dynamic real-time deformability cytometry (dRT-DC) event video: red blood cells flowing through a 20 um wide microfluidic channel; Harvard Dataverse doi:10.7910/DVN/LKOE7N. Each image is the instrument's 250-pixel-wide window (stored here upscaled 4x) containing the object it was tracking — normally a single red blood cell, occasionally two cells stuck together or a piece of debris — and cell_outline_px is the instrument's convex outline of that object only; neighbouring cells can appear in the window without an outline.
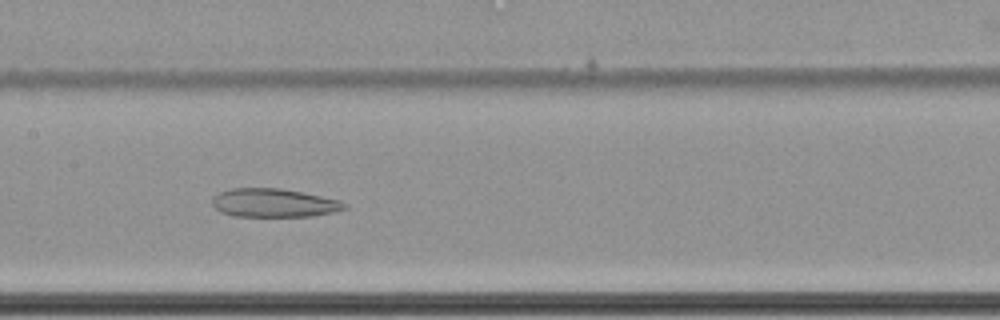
{"species": "common noctule bat (a hibernating species)", "species_latin": "Nyctalus noctula", "temperature_condition": "cold", "stored_images_in_passage": 65, "camera_frame_rate_fps": 3000, "um_per_image_px": 0.085, "animal": {"sex": "female", "body_mass_g": 22.7, "forearm_length_mm": 54.2}, "frame": {"image": 1, "passage_image": 37, "time_ms": 12.0, "image_size_px": [1000, 320], "cell_outline_px": [[348, 208], [336, 212], [312, 216], [232, 216], [220, 212], [212, 204], [212, 196], [220, 192], [232, 188], [280, 188], [340, 200], [348, 204]], "centroid_in_image_um": [23.29, 17.25], "position_along_channel_um": 184.1, "area_um2": 22.08}}
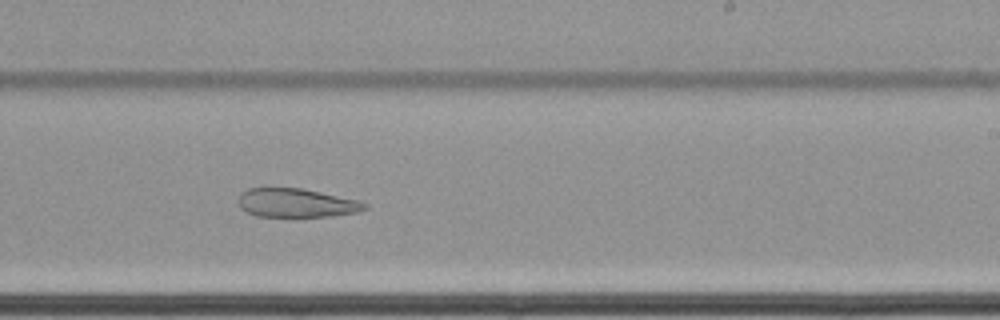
{"frame": {"image": 2, "passage_image": 44, "time_ms": 14.333, "image_size_px": [1000, 320], "cell_outline_px": [[368, 208], [356, 212], [332, 216], [296, 220], [256, 216], [240, 208], [240, 192], [248, 188], [264, 184], [300, 188], [320, 192], [356, 200], [368, 204]], "centroid_in_image_um": [25.1, 17.26], "position_along_channel_um": 263.9, "area_um2": 22.72}}
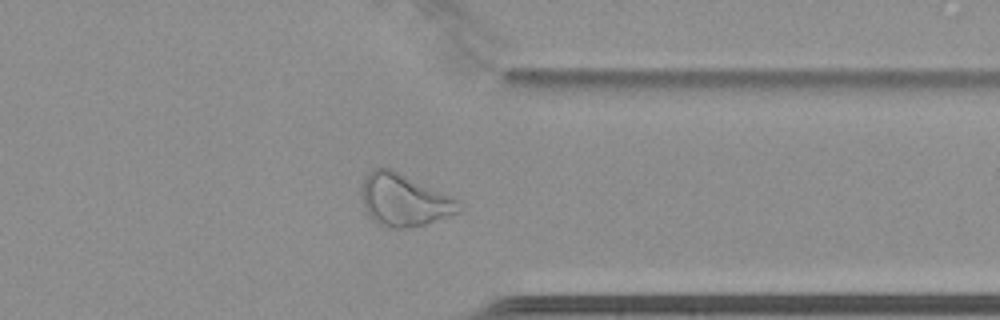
{"frame": {"image": 3, "passage_image": 54, "time_ms": 17.667, "image_size_px": [1000, 320], "cell_outline_px": [[464, 208], [460, 212], [412, 228], [388, 228], [380, 224], [368, 216], [364, 208], [360, 192], [364, 176], [372, 168], [392, 168], [464, 204]], "centroid_in_image_um": [34.3, 17.01], "position_along_channel_um": 377.1, "area_um2": 29.65}}